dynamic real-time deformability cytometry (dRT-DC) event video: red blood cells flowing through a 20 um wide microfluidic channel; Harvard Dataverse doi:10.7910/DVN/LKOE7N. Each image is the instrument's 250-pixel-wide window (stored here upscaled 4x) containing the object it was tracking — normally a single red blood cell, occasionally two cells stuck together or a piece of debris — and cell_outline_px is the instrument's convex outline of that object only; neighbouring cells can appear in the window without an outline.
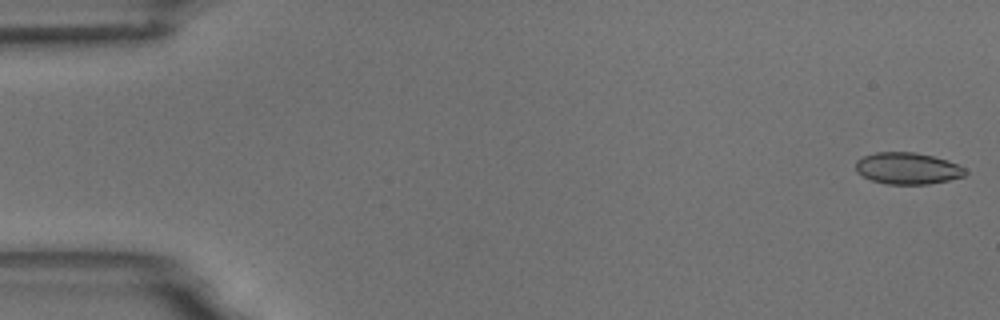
{"species": "common noctule bat (a hibernating species)", "species_latin": "Nyctalus noctula", "temperature_condition": "room temperature", "stored_images_in_passage": 3, "camera_frame_rate_fps": 3000, "um_per_image_px": 0.085, "animal": {"sex": "male", "body_mass_g": 18.8}, "frame": {"image": 1, "passage_image": 1, "time_ms": 0.0, "image_size_px": [1000, 320], "cell_outline_px": [[968, 172], [964, 176], [948, 180], [928, 184], [888, 184], [872, 180], [856, 172], [856, 160], [864, 156], [876, 152], [912, 152], [932, 156], [948, 160], [964, 168]], "centroid_in_image_um": [77.14, 14.31], "position_along_channel_um": 7.9, "area_um2": 20.06}}